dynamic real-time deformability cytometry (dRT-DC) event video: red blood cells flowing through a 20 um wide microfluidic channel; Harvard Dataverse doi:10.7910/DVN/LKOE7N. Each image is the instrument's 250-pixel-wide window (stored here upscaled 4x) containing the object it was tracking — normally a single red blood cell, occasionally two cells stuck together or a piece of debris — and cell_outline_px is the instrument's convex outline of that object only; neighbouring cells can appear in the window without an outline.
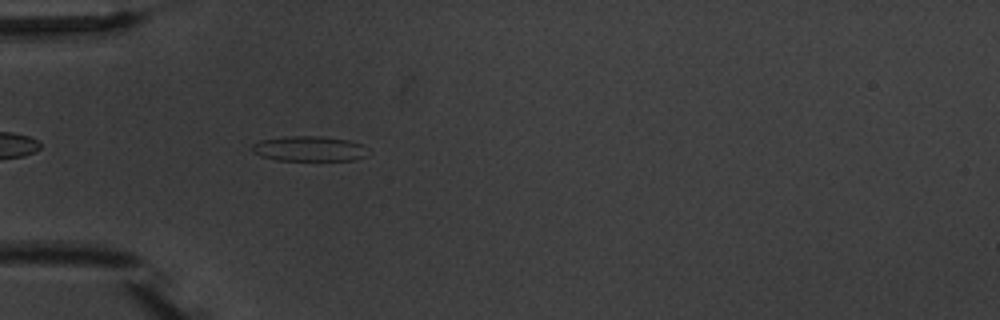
{"species": "common noctule bat (a hibernating species)", "species_latin": "Nyctalus noctula", "temperature_condition": "warm", "stored_images_in_passage": 3, "camera_frame_rate_fps": 3000, "um_per_image_px": 0.085, "animal": {"sex": "male", "body_mass_g": 20.1, "forearm_length_mm": 53.5}, "frame": {"image": 1, "passage_image": 3, "time_ms": 3.333, "image_size_px": [1000, 320], "cell_outline_px": [[364, 156], [356, 160], [276, 160], [260, 156], [252, 152], [252, 144], [260, 140], [284, 136], [320, 136], [348, 140], [364, 144]], "centroid_in_image_um": [26.22, 12.63], "position_along_channel_um": 58.8, "area_um2": 16.94}}